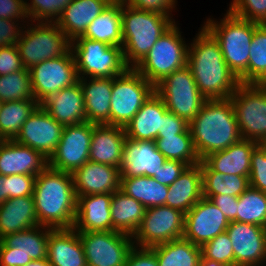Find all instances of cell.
I'll return each mask as SVG.
<instances>
[{
	"mask_svg": "<svg viewBox=\"0 0 266 266\" xmlns=\"http://www.w3.org/2000/svg\"><path fill=\"white\" fill-rule=\"evenodd\" d=\"M111 199L109 193L79 196L73 228L77 232L112 231Z\"/></svg>",
	"mask_w": 266,
	"mask_h": 266,
	"instance_id": "7402d4cb",
	"label": "cell"
},
{
	"mask_svg": "<svg viewBox=\"0 0 266 266\" xmlns=\"http://www.w3.org/2000/svg\"><path fill=\"white\" fill-rule=\"evenodd\" d=\"M38 225L33 196L10 198L0 205V240Z\"/></svg>",
	"mask_w": 266,
	"mask_h": 266,
	"instance_id": "4dcf8cb0",
	"label": "cell"
},
{
	"mask_svg": "<svg viewBox=\"0 0 266 266\" xmlns=\"http://www.w3.org/2000/svg\"><path fill=\"white\" fill-rule=\"evenodd\" d=\"M125 2L136 9L151 13L166 15L173 18V10H177V0H125Z\"/></svg>",
	"mask_w": 266,
	"mask_h": 266,
	"instance_id": "c3c4849f",
	"label": "cell"
},
{
	"mask_svg": "<svg viewBox=\"0 0 266 266\" xmlns=\"http://www.w3.org/2000/svg\"><path fill=\"white\" fill-rule=\"evenodd\" d=\"M87 264L92 266H125L134 247L131 235L119 231L78 232Z\"/></svg>",
	"mask_w": 266,
	"mask_h": 266,
	"instance_id": "5bb4252c",
	"label": "cell"
},
{
	"mask_svg": "<svg viewBox=\"0 0 266 266\" xmlns=\"http://www.w3.org/2000/svg\"><path fill=\"white\" fill-rule=\"evenodd\" d=\"M40 105L63 126L87 121L83 91L79 81L49 96Z\"/></svg>",
	"mask_w": 266,
	"mask_h": 266,
	"instance_id": "603a6c76",
	"label": "cell"
},
{
	"mask_svg": "<svg viewBox=\"0 0 266 266\" xmlns=\"http://www.w3.org/2000/svg\"><path fill=\"white\" fill-rule=\"evenodd\" d=\"M7 200V187L5 176L0 175V205Z\"/></svg>",
	"mask_w": 266,
	"mask_h": 266,
	"instance_id": "680465c9",
	"label": "cell"
},
{
	"mask_svg": "<svg viewBox=\"0 0 266 266\" xmlns=\"http://www.w3.org/2000/svg\"><path fill=\"white\" fill-rule=\"evenodd\" d=\"M86 119L97 125H110V101L113 78H82Z\"/></svg>",
	"mask_w": 266,
	"mask_h": 266,
	"instance_id": "f1b7e54d",
	"label": "cell"
},
{
	"mask_svg": "<svg viewBox=\"0 0 266 266\" xmlns=\"http://www.w3.org/2000/svg\"><path fill=\"white\" fill-rule=\"evenodd\" d=\"M177 24L176 21L134 68L154 87L169 74L187 66L189 43Z\"/></svg>",
	"mask_w": 266,
	"mask_h": 266,
	"instance_id": "8992f818",
	"label": "cell"
},
{
	"mask_svg": "<svg viewBox=\"0 0 266 266\" xmlns=\"http://www.w3.org/2000/svg\"><path fill=\"white\" fill-rule=\"evenodd\" d=\"M209 200L223 212L229 222L237 221L238 197L218 194Z\"/></svg>",
	"mask_w": 266,
	"mask_h": 266,
	"instance_id": "9f6ffc18",
	"label": "cell"
},
{
	"mask_svg": "<svg viewBox=\"0 0 266 266\" xmlns=\"http://www.w3.org/2000/svg\"><path fill=\"white\" fill-rule=\"evenodd\" d=\"M188 46L187 67L207 99H227L240 85L226 64L219 42L202 25Z\"/></svg>",
	"mask_w": 266,
	"mask_h": 266,
	"instance_id": "6da1fadb",
	"label": "cell"
},
{
	"mask_svg": "<svg viewBox=\"0 0 266 266\" xmlns=\"http://www.w3.org/2000/svg\"><path fill=\"white\" fill-rule=\"evenodd\" d=\"M190 133L189 123L172 112H167L162 118L161 130L157 137Z\"/></svg>",
	"mask_w": 266,
	"mask_h": 266,
	"instance_id": "f5cc1de1",
	"label": "cell"
},
{
	"mask_svg": "<svg viewBox=\"0 0 266 266\" xmlns=\"http://www.w3.org/2000/svg\"><path fill=\"white\" fill-rule=\"evenodd\" d=\"M167 159L157 149L155 141L133 140L126 137L123 145L120 178L157 176Z\"/></svg>",
	"mask_w": 266,
	"mask_h": 266,
	"instance_id": "d6986e66",
	"label": "cell"
},
{
	"mask_svg": "<svg viewBox=\"0 0 266 266\" xmlns=\"http://www.w3.org/2000/svg\"><path fill=\"white\" fill-rule=\"evenodd\" d=\"M0 18L23 20V23L27 24L26 21L29 22V19L25 10V0H0Z\"/></svg>",
	"mask_w": 266,
	"mask_h": 266,
	"instance_id": "db71d44e",
	"label": "cell"
},
{
	"mask_svg": "<svg viewBox=\"0 0 266 266\" xmlns=\"http://www.w3.org/2000/svg\"><path fill=\"white\" fill-rule=\"evenodd\" d=\"M229 220L209 199L202 197L186 214L183 238L202 246L226 231Z\"/></svg>",
	"mask_w": 266,
	"mask_h": 266,
	"instance_id": "e0dca14e",
	"label": "cell"
},
{
	"mask_svg": "<svg viewBox=\"0 0 266 266\" xmlns=\"http://www.w3.org/2000/svg\"><path fill=\"white\" fill-rule=\"evenodd\" d=\"M79 79L114 78L123 74L127 66L122 47L82 36L71 42Z\"/></svg>",
	"mask_w": 266,
	"mask_h": 266,
	"instance_id": "52a82bcc",
	"label": "cell"
},
{
	"mask_svg": "<svg viewBox=\"0 0 266 266\" xmlns=\"http://www.w3.org/2000/svg\"><path fill=\"white\" fill-rule=\"evenodd\" d=\"M34 99L41 104L46 98L79 80L72 50L29 68Z\"/></svg>",
	"mask_w": 266,
	"mask_h": 266,
	"instance_id": "4fadbf2b",
	"label": "cell"
},
{
	"mask_svg": "<svg viewBox=\"0 0 266 266\" xmlns=\"http://www.w3.org/2000/svg\"><path fill=\"white\" fill-rule=\"evenodd\" d=\"M159 266H200L201 247L180 238L150 248Z\"/></svg>",
	"mask_w": 266,
	"mask_h": 266,
	"instance_id": "d590c367",
	"label": "cell"
},
{
	"mask_svg": "<svg viewBox=\"0 0 266 266\" xmlns=\"http://www.w3.org/2000/svg\"><path fill=\"white\" fill-rule=\"evenodd\" d=\"M256 86L266 95V76L257 82Z\"/></svg>",
	"mask_w": 266,
	"mask_h": 266,
	"instance_id": "6125c7cd",
	"label": "cell"
},
{
	"mask_svg": "<svg viewBox=\"0 0 266 266\" xmlns=\"http://www.w3.org/2000/svg\"><path fill=\"white\" fill-rule=\"evenodd\" d=\"M110 2V0H72L55 23L72 42L84 35L90 23Z\"/></svg>",
	"mask_w": 266,
	"mask_h": 266,
	"instance_id": "4316f807",
	"label": "cell"
},
{
	"mask_svg": "<svg viewBox=\"0 0 266 266\" xmlns=\"http://www.w3.org/2000/svg\"><path fill=\"white\" fill-rule=\"evenodd\" d=\"M227 232L220 233L201 246V259L235 266L234 252Z\"/></svg>",
	"mask_w": 266,
	"mask_h": 266,
	"instance_id": "ee69618b",
	"label": "cell"
},
{
	"mask_svg": "<svg viewBox=\"0 0 266 266\" xmlns=\"http://www.w3.org/2000/svg\"><path fill=\"white\" fill-rule=\"evenodd\" d=\"M29 1V0H27ZM25 0L29 22L55 23L72 0Z\"/></svg>",
	"mask_w": 266,
	"mask_h": 266,
	"instance_id": "7bdbcfd3",
	"label": "cell"
},
{
	"mask_svg": "<svg viewBox=\"0 0 266 266\" xmlns=\"http://www.w3.org/2000/svg\"><path fill=\"white\" fill-rule=\"evenodd\" d=\"M222 18L220 21L208 18L203 26L219 42L226 64L239 78L248 68L255 22L241 19L229 10Z\"/></svg>",
	"mask_w": 266,
	"mask_h": 266,
	"instance_id": "5b68a950",
	"label": "cell"
},
{
	"mask_svg": "<svg viewBox=\"0 0 266 266\" xmlns=\"http://www.w3.org/2000/svg\"><path fill=\"white\" fill-rule=\"evenodd\" d=\"M157 149L168 160L186 163L188 166L201 162L193 143L191 133H181L155 139Z\"/></svg>",
	"mask_w": 266,
	"mask_h": 266,
	"instance_id": "ab89813d",
	"label": "cell"
},
{
	"mask_svg": "<svg viewBox=\"0 0 266 266\" xmlns=\"http://www.w3.org/2000/svg\"><path fill=\"white\" fill-rule=\"evenodd\" d=\"M258 145L256 141L241 138L227 149L206 156L203 161L213 171L249 177L251 154Z\"/></svg>",
	"mask_w": 266,
	"mask_h": 266,
	"instance_id": "484cf974",
	"label": "cell"
},
{
	"mask_svg": "<svg viewBox=\"0 0 266 266\" xmlns=\"http://www.w3.org/2000/svg\"><path fill=\"white\" fill-rule=\"evenodd\" d=\"M189 130L201 161L241 139L230 98L206 100L189 123Z\"/></svg>",
	"mask_w": 266,
	"mask_h": 266,
	"instance_id": "3957f363",
	"label": "cell"
},
{
	"mask_svg": "<svg viewBox=\"0 0 266 266\" xmlns=\"http://www.w3.org/2000/svg\"><path fill=\"white\" fill-rule=\"evenodd\" d=\"M40 104L36 100L2 102L0 108V137L14 140L22 125Z\"/></svg>",
	"mask_w": 266,
	"mask_h": 266,
	"instance_id": "74e56055",
	"label": "cell"
},
{
	"mask_svg": "<svg viewBox=\"0 0 266 266\" xmlns=\"http://www.w3.org/2000/svg\"><path fill=\"white\" fill-rule=\"evenodd\" d=\"M168 112L162 98L154 91L132 120L125 125L126 137L155 141L161 130L162 118Z\"/></svg>",
	"mask_w": 266,
	"mask_h": 266,
	"instance_id": "83f0119b",
	"label": "cell"
},
{
	"mask_svg": "<svg viewBox=\"0 0 266 266\" xmlns=\"http://www.w3.org/2000/svg\"><path fill=\"white\" fill-rule=\"evenodd\" d=\"M23 68L17 45L0 47V76H6Z\"/></svg>",
	"mask_w": 266,
	"mask_h": 266,
	"instance_id": "681fc988",
	"label": "cell"
},
{
	"mask_svg": "<svg viewBox=\"0 0 266 266\" xmlns=\"http://www.w3.org/2000/svg\"><path fill=\"white\" fill-rule=\"evenodd\" d=\"M228 10L241 19L266 24V0H232Z\"/></svg>",
	"mask_w": 266,
	"mask_h": 266,
	"instance_id": "f6af8a7d",
	"label": "cell"
},
{
	"mask_svg": "<svg viewBox=\"0 0 266 266\" xmlns=\"http://www.w3.org/2000/svg\"><path fill=\"white\" fill-rule=\"evenodd\" d=\"M48 166V159L35 149L14 140L0 142V175L37 176Z\"/></svg>",
	"mask_w": 266,
	"mask_h": 266,
	"instance_id": "44dd1931",
	"label": "cell"
},
{
	"mask_svg": "<svg viewBox=\"0 0 266 266\" xmlns=\"http://www.w3.org/2000/svg\"><path fill=\"white\" fill-rule=\"evenodd\" d=\"M36 176L16 174L5 176L7 200L24 196H32Z\"/></svg>",
	"mask_w": 266,
	"mask_h": 266,
	"instance_id": "7dc6e473",
	"label": "cell"
},
{
	"mask_svg": "<svg viewBox=\"0 0 266 266\" xmlns=\"http://www.w3.org/2000/svg\"><path fill=\"white\" fill-rule=\"evenodd\" d=\"M47 260L51 266H85L83 245L74 228L53 229L47 243Z\"/></svg>",
	"mask_w": 266,
	"mask_h": 266,
	"instance_id": "d4e9b609",
	"label": "cell"
},
{
	"mask_svg": "<svg viewBox=\"0 0 266 266\" xmlns=\"http://www.w3.org/2000/svg\"><path fill=\"white\" fill-rule=\"evenodd\" d=\"M35 100L29 69L23 68L6 76H0V101Z\"/></svg>",
	"mask_w": 266,
	"mask_h": 266,
	"instance_id": "b9f144b4",
	"label": "cell"
},
{
	"mask_svg": "<svg viewBox=\"0 0 266 266\" xmlns=\"http://www.w3.org/2000/svg\"><path fill=\"white\" fill-rule=\"evenodd\" d=\"M201 171L202 194L207 199L218 194L239 197L250 186L249 177L213 171L203 160Z\"/></svg>",
	"mask_w": 266,
	"mask_h": 266,
	"instance_id": "8d00e7d4",
	"label": "cell"
},
{
	"mask_svg": "<svg viewBox=\"0 0 266 266\" xmlns=\"http://www.w3.org/2000/svg\"><path fill=\"white\" fill-rule=\"evenodd\" d=\"M187 167L188 165L186 163L167 159L158 171L157 176L152 177L160 184L170 186Z\"/></svg>",
	"mask_w": 266,
	"mask_h": 266,
	"instance_id": "816d5d0a",
	"label": "cell"
},
{
	"mask_svg": "<svg viewBox=\"0 0 266 266\" xmlns=\"http://www.w3.org/2000/svg\"><path fill=\"white\" fill-rule=\"evenodd\" d=\"M200 266H231V265L225 263H218L216 261L209 259H201Z\"/></svg>",
	"mask_w": 266,
	"mask_h": 266,
	"instance_id": "91938a15",
	"label": "cell"
},
{
	"mask_svg": "<svg viewBox=\"0 0 266 266\" xmlns=\"http://www.w3.org/2000/svg\"><path fill=\"white\" fill-rule=\"evenodd\" d=\"M125 139L124 127L93 123L89 160L120 168Z\"/></svg>",
	"mask_w": 266,
	"mask_h": 266,
	"instance_id": "cb8c5ba5",
	"label": "cell"
},
{
	"mask_svg": "<svg viewBox=\"0 0 266 266\" xmlns=\"http://www.w3.org/2000/svg\"><path fill=\"white\" fill-rule=\"evenodd\" d=\"M237 221L266 226V193L249 186L239 197Z\"/></svg>",
	"mask_w": 266,
	"mask_h": 266,
	"instance_id": "60d3db41",
	"label": "cell"
},
{
	"mask_svg": "<svg viewBox=\"0 0 266 266\" xmlns=\"http://www.w3.org/2000/svg\"><path fill=\"white\" fill-rule=\"evenodd\" d=\"M202 197L200 162L197 165L188 166L176 181L169 186L166 206L186 214Z\"/></svg>",
	"mask_w": 266,
	"mask_h": 266,
	"instance_id": "f546056e",
	"label": "cell"
},
{
	"mask_svg": "<svg viewBox=\"0 0 266 266\" xmlns=\"http://www.w3.org/2000/svg\"><path fill=\"white\" fill-rule=\"evenodd\" d=\"M185 214L166 205L146 208L141 225L133 234V244L140 248L183 238Z\"/></svg>",
	"mask_w": 266,
	"mask_h": 266,
	"instance_id": "7c38bea8",
	"label": "cell"
},
{
	"mask_svg": "<svg viewBox=\"0 0 266 266\" xmlns=\"http://www.w3.org/2000/svg\"><path fill=\"white\" fill-rule=\"evenodd\" d=\"M32 196L40 226L52 229L73 228L77 197L71 173L47 166L36 176Z\"/></svg>",
	"mask_w": 266,
	"mask_h": 266,
	"instance_id": "7a4b0ae2",
	"label": "cell"
},
{
	"mask_svg": "<svg viewBox=\"0 0 266 266\" xmlns=\"http://www.w3.org/2000/svg\"><path fill=\"white\" fill-rule=\"evenodd\" d=\"M266 76V24L255 23L247 70L238 78L240 84H256Z\"/></svg>",
	"mask_w": 266,
	"mask_h": 266,
	"instance_id": "f35d334b",
	"label": "cell"
},
{
	"mask_svg": "<svg viewBox=\"0 0 266 266\" xmlns=\"http://www.w3.org/2000/svg\"><path fill=\"white\" fill-rule=\"evenodd\" d=\"M125 266H159L156 254L150 248L134 246L126 259Z\"/></svg>",
	"mask_w": 266,
	"mask_h": 266,
	"instance_id": "11a10c76",
	"label": "cell"
},
{
	"mask_svg": "<svg viewBox=\"0 0 266 266\" xmlns=\"http://www.w3.org/2000/svg\"><path fill=\"white\" fill-rule=\"evenodd\" d=\"M121 14L124 60L129 68H135L176 21L170 16L133 8L125 1Z\"/></svg>",
	"mask_w": 266,
	"mask_h": 266,
	"instance_id": "277c9868",
	"label": "cell"
},
{
	"mask_svg": "<svg viewBox=\"0 0 266 266\" xmlns=\"http://www.w3.org/2000/svg\"><path fill=\"white\" fill-rule=\"evenodd\" d=\"M169 112L190 123L207 100L199 91L191 70L186 66L174 71L155 86Z\"/></svg>",
	"mask_w": 266,
	"mask_h": 266,
	"instance_id": "30bf717a",
	"label": "cell"
},
{
	"mask_svg": "<svg viewBox=\"0 0 266 266\" xmlns=\"http://www.w3.org/2000/svg\"><path fill=\"white\" fill-rule=\"evenodd\" d=\"M63 128L39 105L22 125L14 141L35 149L49 160L56 151Z\"/></svg>",
	"mask_w": 266,
	"mask_h": 266,
	"instance_id": "2e32d148",
	"label": "cell"
},
{
	"mask_svg": "<svg viewBox=\"0 0 266 266\" xmlns=\"http://www.w3.org/2000/svg\"><path fill=\"white\" fill-rule=\"evenodd\" d=\"M169 186L153 177L136 176L120 178V190L139 201L145 208L166 205Z\"/></svg>",
	"mask_w": 266,
	"mask_h": 266,
	"instance_id": "e575fe53",
	"label": "cell"
},
{
	"mask_svg": "<svg viewBox=\"0 0 266 266\" xmlns=\"http://www.w3.org/2000/svg\"><path fill=\"white\" fill-rule=\"evenodd\" d=\"M32 261L26 258L15 247H6L0 242V266H25Z\"/></svg>",
	"mask_w": 266,
	"mask_h": 266,
	"instance_id": "6f0895ef",
	"label": "cell"
},
{
	"mask_svg": "<svg viewBox=\"0 0 266 266\" xmlns=\"http://www.w3.org/2000/svg\"><path fill=\"white\" fill-rule=\"evenodd\" d=\"M76 197L93 194H113L120 189L119 168L87 161L72 173Z\"/></svg>",
	"mask_w": 266,
	"mask_h": 266,
	"instance_id": "ffe728a7",
	"label": "cell"
},
{
	"mask_svg": "<svg viewBox=\"0 0 266 266\" xmlns=\"http://www.w3.org/2000/svg\"><path fill=\"white\" fill-rule=\"evenodd\" d=\"M122 1H111L87 27L82 37L122 47Z\"/></svg>",
	"mask_w": 266,
	"mask_h": 266,
	"instance_id": "1f68e13d",
	"label": "cell"
},
{
	"mask_svg": "<svg viewBox=\"0 0 266 266\" xmlns=\"http://www.w3.org/2000/svg\"><path fill=\"white\" fill-rule=\"evenodd\" d=\"M226 232L232 242L235 266H266L264 227L231 221Z\"/></svg>",
	"mask_w": 266,
	"mask_h": 266,
	"instance_id": "ac0fdd59",
	"label": "cell"
},
{
	"mask_svg": "<svg viewBox=\"0 0 266 266\" xmlns=\"http://www.w3.org/2000/svg\"><path fill=\"white\" fill-rule=\"evenodd\" d=\"M24 29L17 48L26 69L63 56L71 49V41L56 23L27 22Z\"/></svg>",
	"mask_w": 266,
	"mask_h": 266,
	"instance_id": "ba28073f",
	"label": "cell"
},
{
	"mask_svg": "<svg viewBox=\"0 0 266 266\" xmlns=\"http://www.w3.org/2000/svg\"><path fill=\"white\" fill-rule=\"evenodd\" d=\"M249 183L266 193V144H259L251 154Z\"/></svg>",
	"mask_w": 266,
	"mask_h": 266,
	"instance_id": "bcb514c9",
	"label": "cell"
},
{
	"mask_svg": "<svg viewBox=\"0 0 266 266\" xmlns=\"http://www.w3.org/2000/svg\"><path fill=\"white\" fill-rule=\"evenodd\" d=\"M146 208L133 197L120 189L112 194L111 221L112 231H119L133 236L141 225Z\"/></svg>",
	"mask_w": 266,
	"mask_h": 266,
	"instance_id": "d6a6232c",
	"label": "cell"
},
{
	"mask_svg": "<svg viewBox=\"0 0 266 266\" xmlns=\"http://www.w3.org/2000/svg\"><path fill=\"white\" fill-rule=\"evenodd\" d=\"M154 91L155 87L134 68L114 77L110 126L125 127Z\"/></svg>",
	"mask_w": 266,
	"mask_h": 266,
	"instance_id": "9c48e42d",
	"label": "cell"
},
{
	"mask_svg": "<svg viewBox=\"0 0 266 266\" xmlns=\"http://www.w3.org/2000/svg\"><path fill=\"white\" fill-rule=\"evenodd\" d=\"M93 123L88 121L63 128L56 151L48 160L52 169L73 173L89 161Z\"/></svg>",
	"mask_w": 266,
	"mask_h": 266,
	"instance_id": "9a60e30c",
	"label": "cell"
},
{
	"mask_svg": "<svg viewBox=\"0 0 266 266\" xmlns=\"http://www.w3.org/2000/svg\"><path fill=\"white\" fill-rule=\"evenodd\" d=\"M21 22L23 21L0 18V47L17 45L26 25Z\"/></svg>",
	"mask_w": 266,
	"mask_h": 266,
	"instance_id": "f907efd6",
	"label": "cell"
},
{
	"mask_svg": "<svg viewBox=\"0 0 266 266\" xmlns=\"http://www.w3.org/2000/svg\"><path fill=\"white\" fill-rule=\"evenodd\" d=\"M229 98L241 138L266 144V95L256 84H240Z\"/></svg>",
	"mask_w": 266,
	"mask_h": 266,
	"instance_id": "8fae6325",
	"label": "cell"
},
{
	"mask_svg": "<svg viewBox=\"0 0 266 266\" xmlns=\"http://www.w3.org/2000/svg\"><path fill=\"white\" fill-rule=\"evenodd\" d=\"M52 228L35 226L6 235L0 242L6 247H15L26 258L40 260L47 258V243Z\"/></svg>",
	"mask_w": 266,
	"mask_h": 266,
	"instance_id": "836d02e7",
	"label": "cell"
},
{
	"mask_svg": "<svg viewBox=\"0 0 266 266\" xmlns=\"http://www.w3.org/2000/svg\"><path fill=\"white\" fill-rule=\"evenodd\" d=\"M25 266H51L47 258L40 260H32L27 263Z\"/></svg>",
	"mask_w": 266,
	"mask_h": 266,
	"instance_id": "94428289",
	"label": "cell"
}]
</instances>
